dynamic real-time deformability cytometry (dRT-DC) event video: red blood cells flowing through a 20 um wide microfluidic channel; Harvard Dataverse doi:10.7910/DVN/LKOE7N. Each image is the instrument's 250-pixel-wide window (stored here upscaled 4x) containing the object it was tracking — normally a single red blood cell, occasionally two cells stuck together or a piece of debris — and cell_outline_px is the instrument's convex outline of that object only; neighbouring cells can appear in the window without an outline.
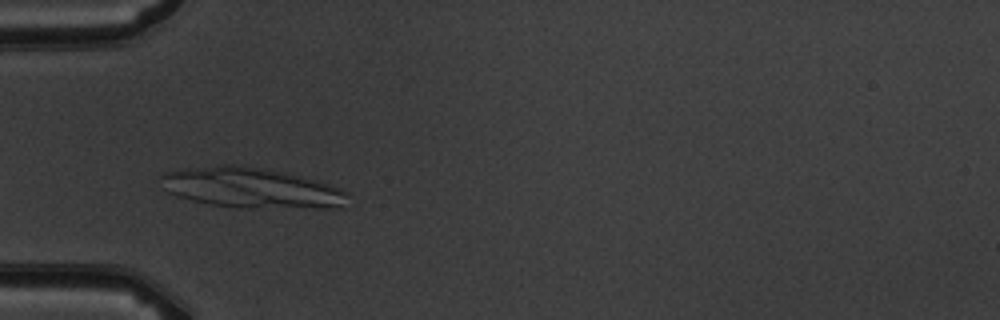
{"species": "common noctule bat (a hibernating species)", "species_latin": "Nyctalus noctula", "temperature_condition": "warm", "stored_images_in_passage": 5, "camera_frame_rate_fps": 3000, "um_per_image_px": 0.085, "animal": {"sex": "male", "body_mass_g": 19.5, "forearm_length_mm": 54.6}, "frame": {"image": 1, "passage_image": 4, "time_ms": 3.667, "image_size_px": [1000, 320], "cell_outline_px": [[348, 208], [236, 208], [208, 204], [176, 196], [160, 188], [160, 176], [164, 172], [184, 168], [220, 164], [236, 164], [264, 168], [284, 172], [332, 184], [348, 192]], "centroid_in_image_um": [21.37, 15.98], "position_along_channel_um": 63.6, "area_um2": 45.08}}
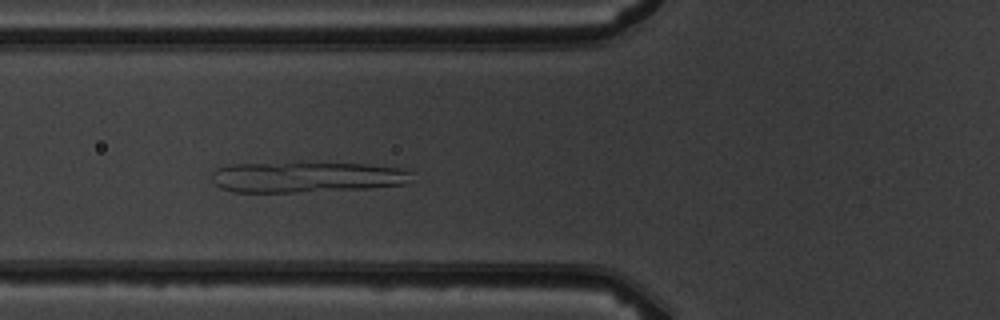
{"frame": {"image": 2, "passage_image": 5, "time_ms": 4.667, "image_size_px": [1000, 320], "cell_outline_px": [[416, 172], [412, 180], [404, 184], [368, 188], [296, 192], [232, 192], [220, 188], [212, 180], [212, 172], [216, 168], [228, 164], [300, 160], [364, 164], [400, 168]], "centroid_in_image_um": [26.03, 15.0], "position_along_channel_um": 99.8, "area_um2": 37.4}}